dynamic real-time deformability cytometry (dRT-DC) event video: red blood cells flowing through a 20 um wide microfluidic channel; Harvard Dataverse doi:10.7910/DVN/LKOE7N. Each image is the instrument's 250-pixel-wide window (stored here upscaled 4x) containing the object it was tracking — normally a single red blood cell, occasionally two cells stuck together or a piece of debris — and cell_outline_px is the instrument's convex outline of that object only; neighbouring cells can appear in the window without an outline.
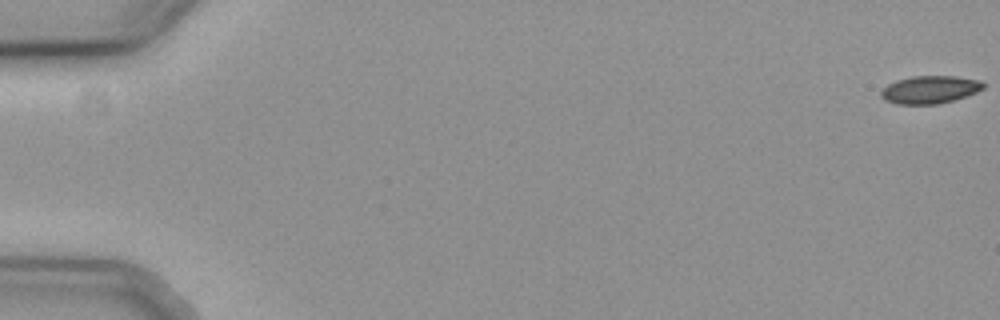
{"species": "common noctule bat (a hibernating species)", "species_latin": "Nyctalus noctula", "temperature_condition": "cold", "stored_images_in_passage": 6, "camera_frame_rate_fps": 3000, "um_per_image_px": 0.085, "animal": {"sex": "female", "body_mass_g": 19.3, "forearm_length_mm": 54.1}, "frame": {"image": 1, "passage_image": 1, "time_ms": 0.0, "image_size_px": [1000, 320], "cell_outline_px": [[984, 88], [976, 92], [940, 104], [896, 104], [884, 100], [880, 96], [880, 92], [888, 84], [896, 80], [912, 76], [956, 76], [980, 80], [984, 84]], "centroid_in_image_um": [79.01, 7.61], "position_along_channel_um": 6.0, "area_um2": 16.53}}